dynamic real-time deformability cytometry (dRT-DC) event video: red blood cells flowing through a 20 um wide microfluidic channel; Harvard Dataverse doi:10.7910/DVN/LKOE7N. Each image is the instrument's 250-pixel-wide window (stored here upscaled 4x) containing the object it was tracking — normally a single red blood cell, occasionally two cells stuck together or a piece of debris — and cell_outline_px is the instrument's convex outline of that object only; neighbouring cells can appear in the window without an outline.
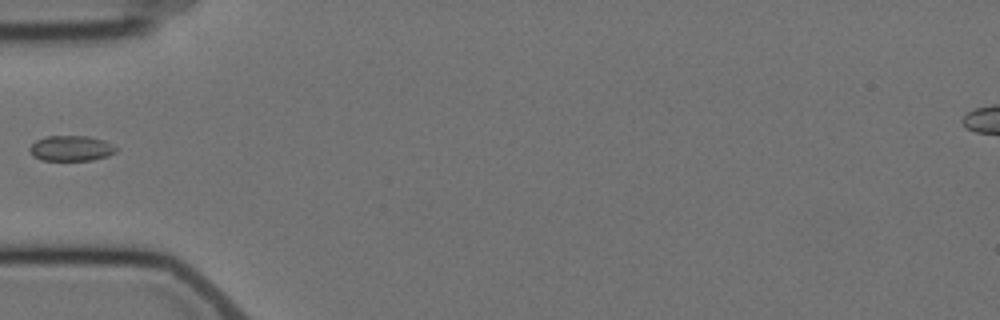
{"species": "Egyptian fruit bat (a non-hibernating species)", "species_latin": "Rousettus aegyptiacus", "temperature_condition": "cold", "stored_images_in_passage": 5, "camera_frame_rate_fps": 3000, "um_per_image_px": 0.085, "animal": {"sex": "female"}, "frame": {"image": 1, "passage_image": 3, "time_ms": 3.667, "image_size_px": [1000, 320], "cell_outline_px": [[120, 148], [116, 152], [108, 156], [92, 160], [40, 160], [32, 156], [28, 148], [36, 140], [48, 136], [88, 136], [104, 140]], "centroid_in_image_um": [6.06, 12.61], "position_along_channel_um": 78.9, "area_um2": 12.95}}
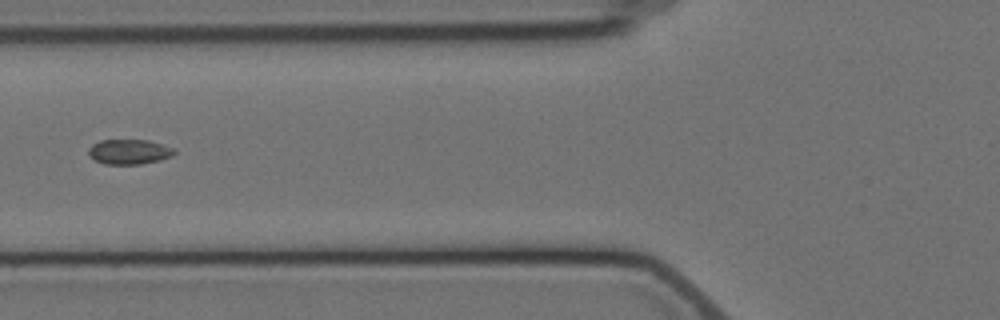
{"frame": {"image": 2, "passage_image": 4, "time_ms": 4.667, "image_size_px": [1000, 320], "cell_outline_px": [[176, 152], [172, 156], [160, 160], [140, 164], [104, 164], [88, 156], [88, 148], [92, 144], [100, 140], [148, 140], [176, 148]], "centroid_in_image_um": [10.98, 12.9], "position_along_channel_um": 114.8, "area_um2": 12.6}}
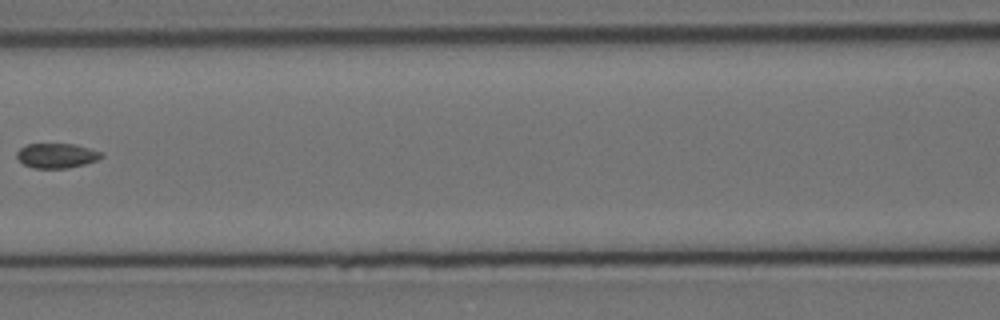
{"frame": {"image": 3, "passage_image": 5, "time_ms": 6.0, "image_size_px": [1000, 320], "cell_outline_px": [[104, 156], [96, 160], [84, 164], [68, 168], [32, 168], [24, 164], [16, 156], [16, 152], [20, 148], [28, 144], [76, 144], [100, 152]], "centroid_in_image_um": [4.79, 13.23], "position_along_channel_um": 161.8, "area_um2": 12.08}}